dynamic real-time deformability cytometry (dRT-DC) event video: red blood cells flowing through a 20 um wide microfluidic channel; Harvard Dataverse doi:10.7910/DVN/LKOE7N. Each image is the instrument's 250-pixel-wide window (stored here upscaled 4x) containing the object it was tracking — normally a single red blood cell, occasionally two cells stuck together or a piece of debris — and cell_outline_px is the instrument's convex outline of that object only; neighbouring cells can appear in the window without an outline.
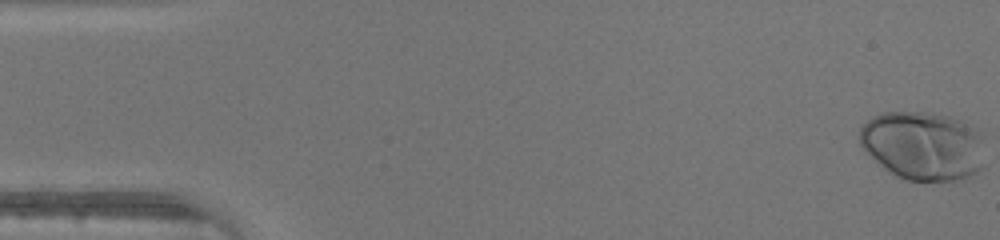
{"species": "human", "species_latin": "Homo sapiens", "temperature_condition": "warm", "stored_images_in_passage": 47, "camera_frame_rate_fps": 3000, "um_per_image_px": 0.085, "donor": {"sex": "male"}, "frame": {"image": 1, "passage_image": 1, "time_ms": 0.0, "image_size_px": [1000, 240], "cell_outline_px": [[984, 168], [968, 176], [956, 180], [908, 180], [896, 176], [884, 168], [860, 144], [860, 128], [872, 116], [884, 112], [924, 112], [948, 116], [960, 120], [980, 128]], "centroid_in_image_um": [78.49, 12.37], "position_along_channel_um": 6.5, "area_um2": 50.11}}
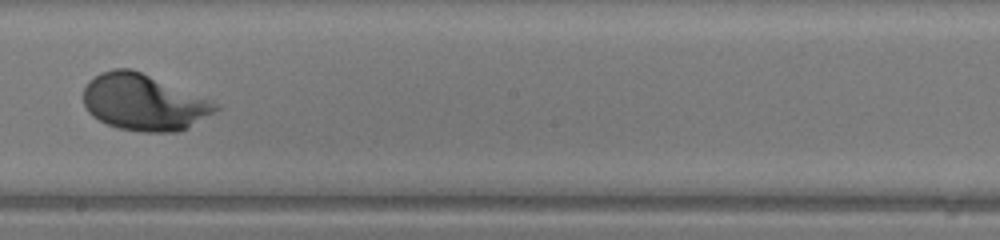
{"frame": {"image": 2, "passage_image": 27, "time_ms": 8.667, "image_size_px": [1000, 240], "cell_outline_px": [[220, 108], [184, 128], [176, 132], [144, 132], [120, 128], [108, 124], [92, 116], [88, 112], [84, 104], [84, 88], [88, 80], [100, 72], [112, 68], [132, 68], [208, 100]], "centroid_in_image_um": [12.11, 8.68], "position_along_channel_um": 236.1, "area_um2": 42.43}}
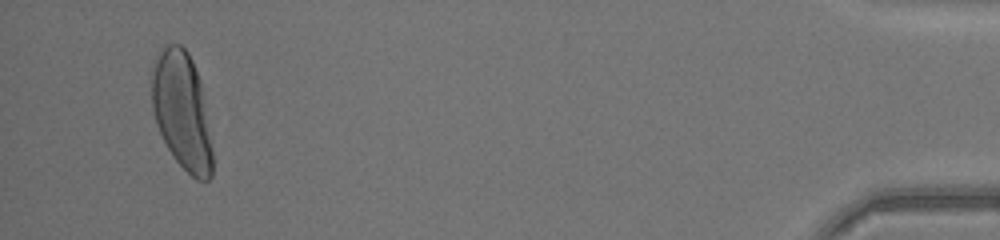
{"frame": {"image": 3, "passage_image": 45, "time_ms": 14.667, "image_size_px": [1000, 240], "cell_outline_px": [[212, 176], [208, 180], [196, 180], [176, 160], [168, 148], [156, 124], [152, 108], [152, 64], [160, 48], [164, 44], [180, 44], [188, 52], [192, 60], [200, 80], [212, 152]], "centroid_in_image_um": [15.43, 9.38], "position_along_channel_um": 419.8, "area_um2": 41.21}}